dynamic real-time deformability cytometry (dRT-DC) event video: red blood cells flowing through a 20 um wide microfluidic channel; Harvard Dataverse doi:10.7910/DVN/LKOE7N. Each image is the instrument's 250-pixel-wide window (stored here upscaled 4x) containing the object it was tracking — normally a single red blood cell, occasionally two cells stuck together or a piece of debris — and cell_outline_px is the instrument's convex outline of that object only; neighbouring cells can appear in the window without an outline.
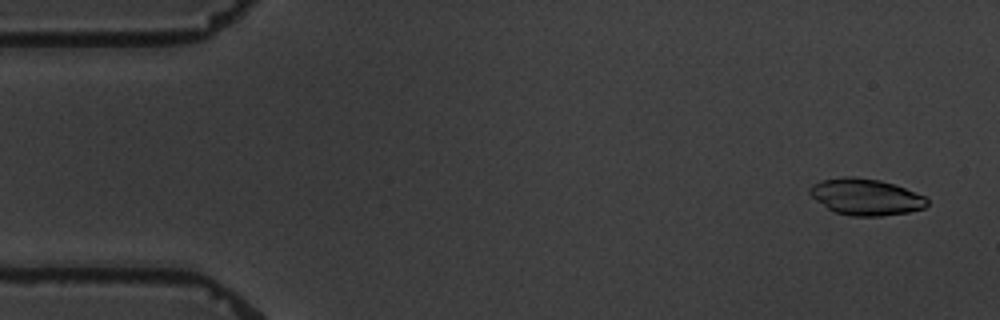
{"species": "common noctule bat (a hibernating species)", "species_latin": "Nyctalus noctula", "temperature_condition": "warm", "stored_images_in_passage": 6, "camera_frame_rate_fps": 3000, "um_per_image_px": 0.085, "animal": {"sex": "male", "body_mass_g": 19.5, "forearm_length_mm": 54.6}, "frame": {"image": 1, "passage_image": 1, "time_ms": 0.0, "image_size_px": [1000, 320], "cell_outline_px": [[928, 204], [924, 208], [908, 212], [880, 216], [852, 216], [836, 212], [828, 208], [816, 200], [808, 192], [808, 188], [812, 184], [820, 180], [844, 176], [852, 176], [880, 180], [904, 188], [924, 196], [928, 200]], "centroid_in_image_um": [73.56, 16.73], "position_along_channel_um": 11.4, "area_um2": 24.8}}
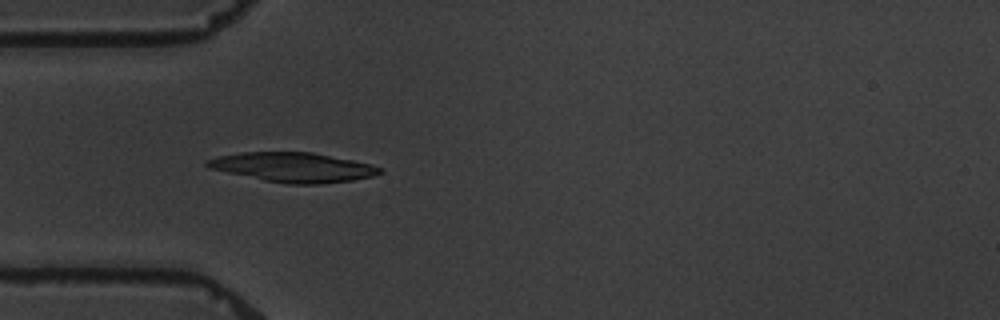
{"frame": {"image": 2, "passage_image": 5, "time_ms": 4.667, "image_size_px": [1000, 320], "cell_outline_px": [[384, 172], [372, 176], [352, 180], [320, 184], [288, 184], [264, 180], [208, 168], [204, 164], [204, 160], [220, 156], [240, 152], [312, 152], [352, 160], [384, 168]], "centroid_in_image_um": [24.91, 14.22], "position_along_channel_um": 60.1, "area_um2": 29.59}}